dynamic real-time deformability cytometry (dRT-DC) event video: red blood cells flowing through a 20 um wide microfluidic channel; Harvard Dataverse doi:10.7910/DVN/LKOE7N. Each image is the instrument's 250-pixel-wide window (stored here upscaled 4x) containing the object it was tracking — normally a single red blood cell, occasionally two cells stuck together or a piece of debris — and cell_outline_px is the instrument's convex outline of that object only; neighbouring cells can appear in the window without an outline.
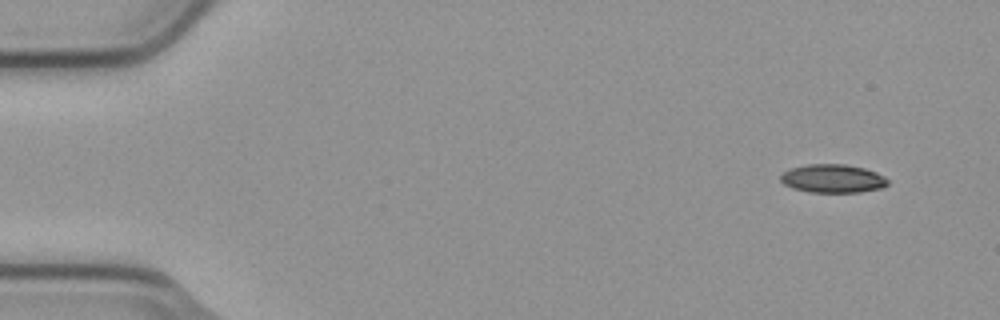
{"species": "common noctule bat (a hibernating species)", "species_latin": "Nyctalus noctula", "temperature_condition": "cold", "stored_images_in_passage": 4, "camera_frame_rate_fps": 3000, "um_per_image_px": 0.085, "animal": {"sex": "male", "body_mass_g": 23.1, "forearm_length_mm": 52.7}, "frame": {"image": 1, "passage_image": 1, "time_ms": 0.0, "image_size_px": [1000, 320], "cell_outline_px": [[888, 184], [880, 188], [860, 192], [808, 192], [792, 188], [784, 184], [780, 180], [780, 176], [784, 172], [792, 168], [808, 164], [844, 164], [864, 168], [876, 172], [884, 176], [888, 180]], "centroid_in_image_um": [70.78, 15.18], "position_along_channel_um": 14.2, "area_um2": 17.69}}